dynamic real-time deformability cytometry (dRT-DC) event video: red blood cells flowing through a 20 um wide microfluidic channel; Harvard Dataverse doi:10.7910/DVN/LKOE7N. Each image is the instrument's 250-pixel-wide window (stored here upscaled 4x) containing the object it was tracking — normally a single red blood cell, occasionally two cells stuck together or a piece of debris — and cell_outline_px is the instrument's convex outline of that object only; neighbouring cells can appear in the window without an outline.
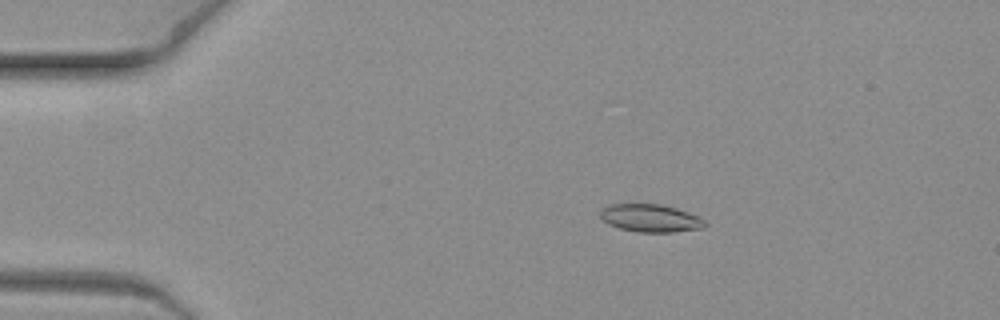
{"species": "common noctule bat (a hibernating species)", "species_latin": "Nyctalus noctula", "temperature_condition": "warm", "stored_images_in_passage": 5, "camera_frame_rate_fps": 3000, "um_per_image_px": 0.085, "animal": {"sex": "female", "body_mass_g": 19.3, "forearm_length_mm": 54.1}, "frame": {"image": 1, "passage_image": 2, "time_ms": 0.333, "image_size_px": [1000, 320], "cell_outline_px": [[708, 224], [704, 228], [672, 232], [636, 232], [620, 228], [608, 224], [600, 216], [600, 208], [608, 204], [660, 204], [676, 208], [688, 212], [704, 220]], "centroid_in_image_um": [55.27, 18.54], "position_along_channel_um": 29.7, "area_um2": 16.99}}
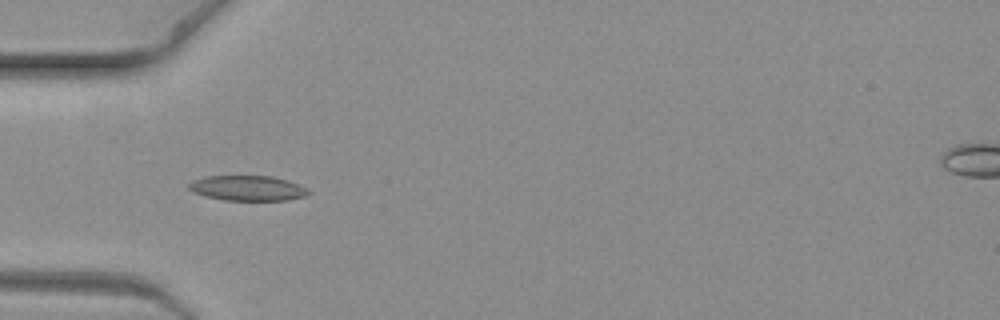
{"frame": {"image": 2, "passage_image": 4, "time_ms": 1.0, "image_size_px": [1000, 320], "cell_outline_px": [[312, 192], [308, 196], [288, 200], [224, 200], [204, 196], [192, 192], [188, 188], [188, 184], [192, 180], [204, 176], [272, 176], [300, 184], [308, 188]], "centroid_in_image_um": [21.07, 15.99], "position_along_channel_um": 63.9, "area_um2": 17.8}}